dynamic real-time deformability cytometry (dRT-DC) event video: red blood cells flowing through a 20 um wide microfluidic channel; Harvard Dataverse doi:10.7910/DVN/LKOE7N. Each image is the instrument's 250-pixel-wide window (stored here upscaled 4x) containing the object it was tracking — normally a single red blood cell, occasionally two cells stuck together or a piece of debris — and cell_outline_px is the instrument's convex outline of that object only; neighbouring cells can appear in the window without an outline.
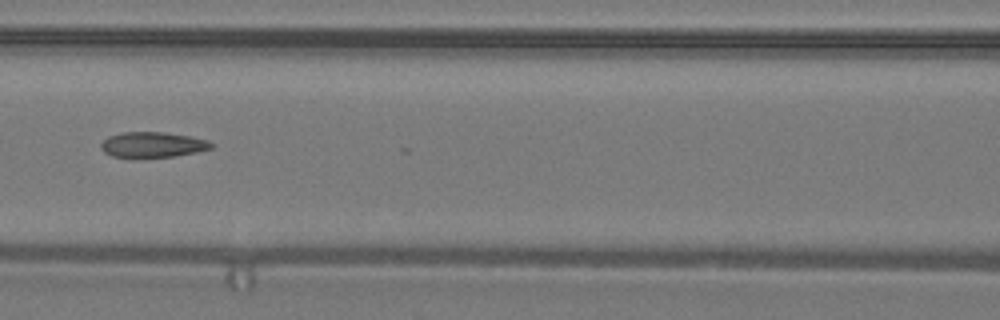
{"species": "common noctule bat (a hibernating species)", "species_latin": "Nyctalus noctula", "temperature_condition": "warm", "stored_images_in_passage": 38, "camera_frame_rate_fps": 3000, "um_per_image_px": 0.085, "animal": {"sex": "male", "body_mass_g": 19.2, "forearm_length_mm": 51.8}, "frame": {"image": 1, "passage_image": 12, "time_ms": 3.667, "image_size_px": [1000, 320], "cell_outline_px": [[216, 144], [212, 148], [196, 152], [172, 156], [132, 160], [112, 156], [104, 152], [100, 148], [100, 144], [108, 136], [124, 132], [164, 132], [188, 136], [208, 140]], "centroid_in_image_um": [12.93, 12.33], "position_along_channel_um": 153.7, "area_um2": 16.88}}
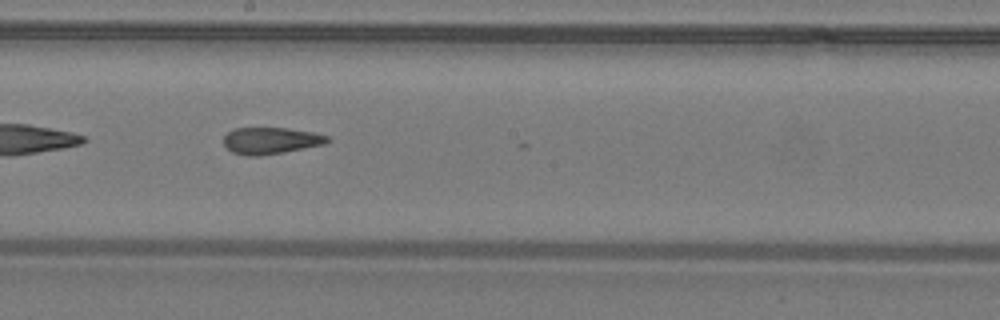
{"frame": {"image": 2, "passage_image": 17, "time_ms": 5.333, "image_size_px": [1000, 320], "cell_outline_px": [[332, 140], [324, 144], [284, 152], [260, 156], [248, 156], [232, 152], [224, 144], [224, 136], [232, 128], [288, 128], [312, 132], [328, 136]], "centroid_in_image_um": [23.01, 11.95], "position_along_channel_um": 225.2, "area_um2": 16.13}, "authors_computed_cell_mechanics": {"area_um2": 16.762, "velocity_mm_per_s": 4.295, "shape_relaxation_time_tau1_ms": null, "shape_relaxation_time_tau2_ms": 2.6002, "deformation_change_tau1": null, "deformation_change_tau2": 0.1098}}